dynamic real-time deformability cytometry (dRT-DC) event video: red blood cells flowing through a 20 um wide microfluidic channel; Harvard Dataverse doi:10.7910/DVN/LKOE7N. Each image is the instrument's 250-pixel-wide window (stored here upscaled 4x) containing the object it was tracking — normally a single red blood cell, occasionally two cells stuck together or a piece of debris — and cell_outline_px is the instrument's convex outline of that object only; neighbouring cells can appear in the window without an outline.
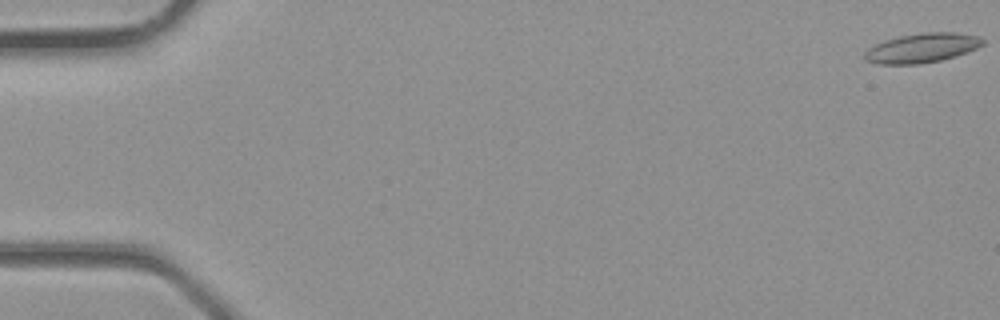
{"species": "common noctule bat (a hibernating species)", "species_latin": "Nyctalus noctula", "temperature_condition": "room temperature", "stored_images_in_passage": 3, "camera_frame_rate_fps": 3000, "um_per_image_px": 0.085, "animal": {"sex": "male", "body_mass_g": 23.1, "forearm_length_mm": 52.7}, "frame": {"image": 1, "passage_image": 1, "time_ms": 0.0, "image_size_px": [1000, 320], "cell_outline_px": [[984, 44], [968, 52], [956, 56], [940, 60], [920, 64], [876, 64], [864, 60], [864, 52], [868, 48], [884, 40], [900, 36], [924, 32], [956, 32], [980, 36], [984, 40]], "centroid_in_image_um": [78.37, 4.08], "position_along_channel_um": 6.6, "area_um2": 20.4}}
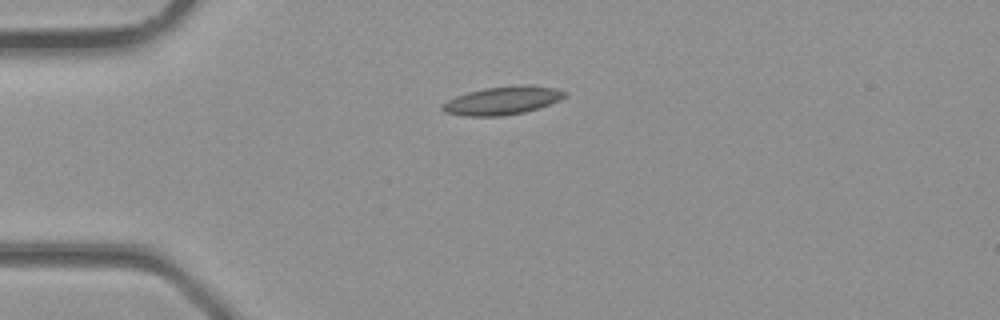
{"frame": {"image": 2, "passage_image": 3, "time_ms": 0.667, "image_size_px": [1000, 320], "cell_outline_px": [[568, 96], [560, 100], [524, 112], [504, 116], [468, 116], [444, 112], [440, 108], [440, 104], [456, 96], [468, 92], [484, 88], [520, 84], [532, 84], [556, 88], [568, 92]], "centroid_in_image_um": [42.73, 8.53], "position_along_channel_um": 42.3, "area_um2": 20.35}}